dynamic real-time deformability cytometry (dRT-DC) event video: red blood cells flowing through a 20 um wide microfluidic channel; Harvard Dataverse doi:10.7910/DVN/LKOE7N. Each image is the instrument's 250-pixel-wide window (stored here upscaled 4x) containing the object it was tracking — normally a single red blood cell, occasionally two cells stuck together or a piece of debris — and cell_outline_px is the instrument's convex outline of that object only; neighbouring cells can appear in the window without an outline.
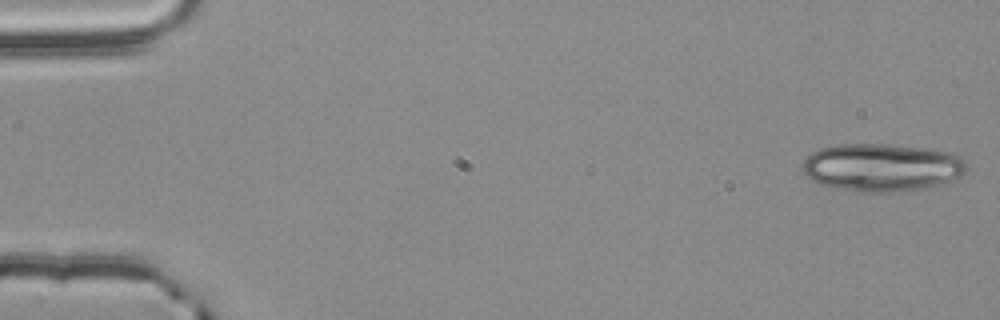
{"species": "common noctule bat (a hibernating species)", "species_latin": "Nyctalus noctula", "temperature_condition": "room temperature", "stored_images_in_passage": 4, "camera_frame_rate_fps": 3000, "um_per_image_px": 0.085, "animal": {"sex": "male", "body_mass_g": 20.4}, "frame": {"image": 1, "passage_image": 1, "time_ms": 0.0, "image_size_px": [1000, 320], "cell_outline_px": [[968, 172], [936, 188], [900, 192], [860, 192], [832, 188], [820, 184], [812, 180], [804, 172], [804, 160], [812, 152], [820, 148], [832, 144], [888, 144], [928, 148], [948, 152], [960, 156], [968, 164]], "centroid_in_image_um": [75.03, 14.25], "position_along_channel_um": 10.0, "area_um2": 46.7}}